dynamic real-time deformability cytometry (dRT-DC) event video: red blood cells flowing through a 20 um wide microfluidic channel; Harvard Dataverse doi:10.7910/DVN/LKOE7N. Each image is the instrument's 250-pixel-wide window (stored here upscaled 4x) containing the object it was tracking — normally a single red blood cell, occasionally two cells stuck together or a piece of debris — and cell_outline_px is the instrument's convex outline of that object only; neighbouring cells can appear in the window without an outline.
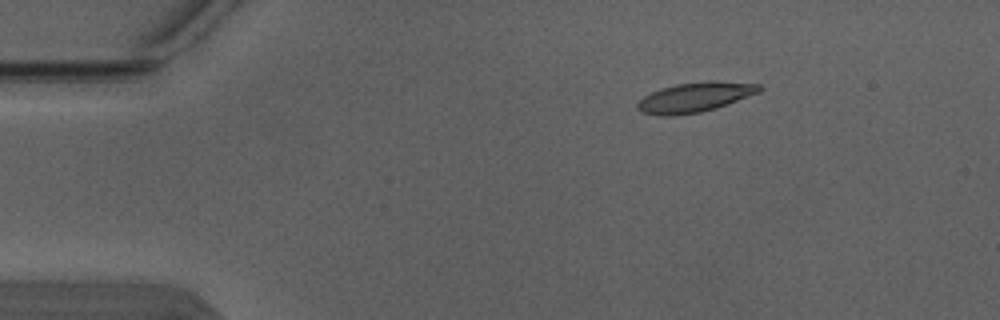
{"species": "Egyptian fruit bat (a non-hibernating species)", "species_latin": "Rousettus aegyptiacus", "temperature_condition": "warm", "stored_images_in_passage": 4, "camera_frame_rate_fps": 3000, "um_per_image_px": 0.085, "animal": {"sex": "male"}, "frame": {"image": 1, "passage_image": 2, "time_ms": 0.333, "image_size_px": [1000, 320], "cell_outline_px": [[764, 88], [760, 92], [716, 108], [700, 112], [676, 116], [660, 116], [644, 112], [636, 108], [636, 104], [644, 96], [660, 88], [676, 84], [708, 80], [716, 80], [760, 84]], "centroid_in_image_um": [59.09, 8.25], "position_along_channel_um": 25.9, "area_um2": 21.33}}
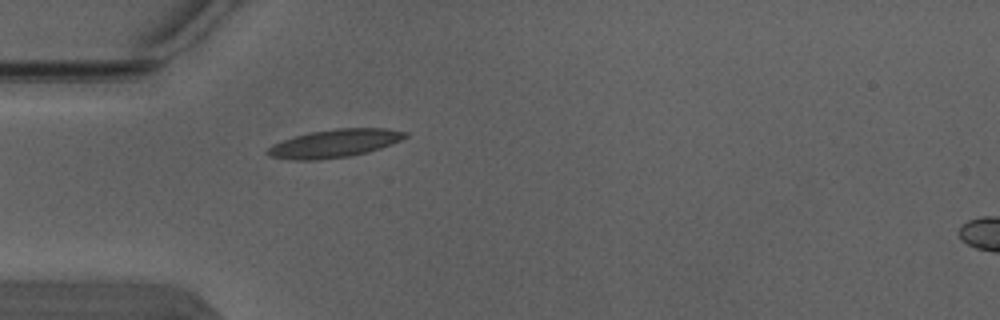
{"frame": {"image": 2, "passage_image": 4, "time_ms": 1.0, "image_size_px": [1000, 320], "cell_outline_px": [[408, 136], [392, 144], [368, 152], [348, 156], [316, 160], [296, 160], [268, 156], [264, 152], [272, 144], [296, 136], [312, 132], [336, 128], [384, 128], [408, 132]], "centroid_in_image_um": [28.44, 12.19], "position_along_channel_um": 56.6, "area_um2": 22.37}}